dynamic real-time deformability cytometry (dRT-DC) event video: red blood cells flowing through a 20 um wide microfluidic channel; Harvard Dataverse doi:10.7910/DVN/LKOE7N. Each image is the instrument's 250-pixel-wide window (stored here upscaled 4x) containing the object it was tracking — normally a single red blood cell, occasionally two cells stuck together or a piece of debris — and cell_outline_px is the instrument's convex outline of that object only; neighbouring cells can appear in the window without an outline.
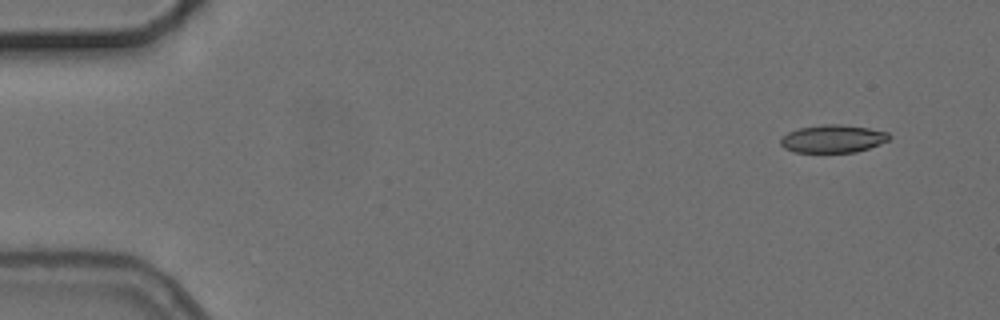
{"species": "common noctule bat (a hibernating species)", "species_latin": "Nyctalus noctula", "temperature_condition": "cold", "stored_images_in_passage": 5, "camera_frame_rate_fps": 3000, "um_per_image_px": 0.085, "animal": {"sex": "female", "body_mass_g": 24.6, "forearm_length_mm": 56.2}, "frame": {"image": 1, "passage_image": 5, "time_ms": 5.0, "image_size_px": [1000, 320], "cell_outline_px": [[892, 136], [888, 140], [880, 144], [856, 152], [796, 152], [784, 148], [780, 144], [780, 140], [788, 132], [800, 128], [824, 124], [840, 124], [868, 128], [888, 132]], "centroid_in_image_um": [70.81, 11.79], "position_along_channel_um": 14.2, "area_um2": 17.51}}